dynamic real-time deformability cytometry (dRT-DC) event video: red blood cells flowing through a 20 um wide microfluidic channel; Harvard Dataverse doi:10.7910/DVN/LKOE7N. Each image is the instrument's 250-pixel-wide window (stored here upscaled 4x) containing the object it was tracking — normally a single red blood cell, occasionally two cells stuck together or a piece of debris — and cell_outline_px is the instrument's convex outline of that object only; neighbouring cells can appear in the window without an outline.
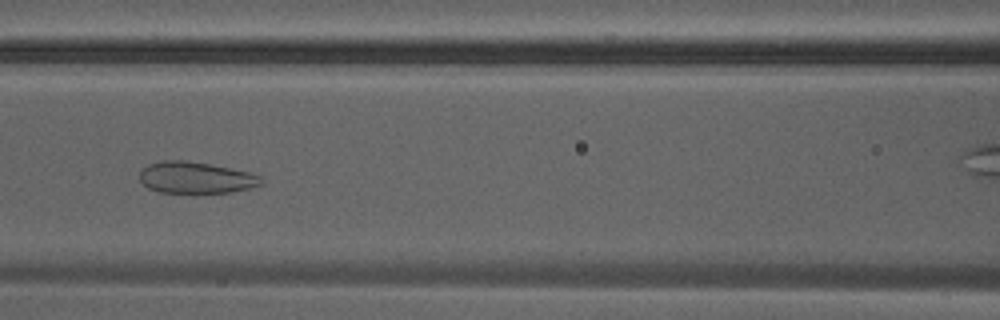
{"species": "Egyptian fruit bat (a non-hibernating species)", "species_latin": "Rousettus aegyptiacus", "temperature_condition": "warm", "stored_images_in_passage": 33, "camera_frame_rate_fps": 3000, "um_per_image_px": 0.085, "animal": {"sex": "male"}, "frame": {"image": 1, "passage_image": 10, "time_ms": 3.0, "image_size_px": [1000, 320], "cell_outline_px": [[264, 184], [248, 188], [228, 192], [196, 196], [192, 196], [160, 192], [148, 188], [140, 180], [140, 172], [148, 164], [164, 160], [184, 160], [208, 164], [248, 172], [260, 176], [264, 180]], "centroid_in_image_um": [16.63, 15.15], "position_along_channel_um": 150.0, "area_um2": 23.0}}